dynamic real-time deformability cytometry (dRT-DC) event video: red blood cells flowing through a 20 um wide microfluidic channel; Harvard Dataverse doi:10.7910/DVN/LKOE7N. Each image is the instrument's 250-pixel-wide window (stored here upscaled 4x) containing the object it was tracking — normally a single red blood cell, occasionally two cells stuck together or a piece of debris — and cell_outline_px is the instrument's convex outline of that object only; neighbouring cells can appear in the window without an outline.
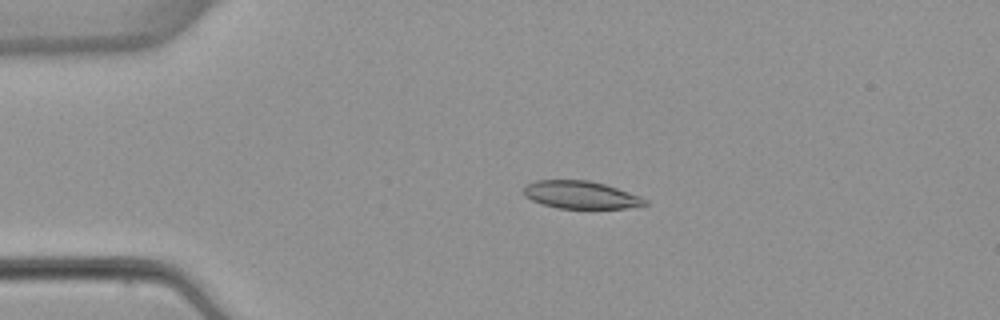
{"species": "common noctule bat (a hibernating species)", "species_latin": "Nyctalus noctula", "temperature_condition": "warm", "stored_images_in_passage": 4, "camera_frame_rate_fps": 3000, "um_per_image_px": 0.085, "animal": {"sex": "female", "body_mass_g": 22.7, "forearm_length_mm": 54.2}, "frame": {"image": 1, "passage_image": 3, "time_ms": 3.0, "image_size_px": [1000, 320], "cell_outline_px": [[648, 204], [624, 208], [556, 208], [532, 200], [524, 196], [524, 188], [528, 184], [536, 180], [588, 180], [604, 184], [640, 196], [648, 200]], "centroid_in_image_um": [49.36, 16.56], "position_along_channel_um": 35.6, "area_um2": 19.31}}